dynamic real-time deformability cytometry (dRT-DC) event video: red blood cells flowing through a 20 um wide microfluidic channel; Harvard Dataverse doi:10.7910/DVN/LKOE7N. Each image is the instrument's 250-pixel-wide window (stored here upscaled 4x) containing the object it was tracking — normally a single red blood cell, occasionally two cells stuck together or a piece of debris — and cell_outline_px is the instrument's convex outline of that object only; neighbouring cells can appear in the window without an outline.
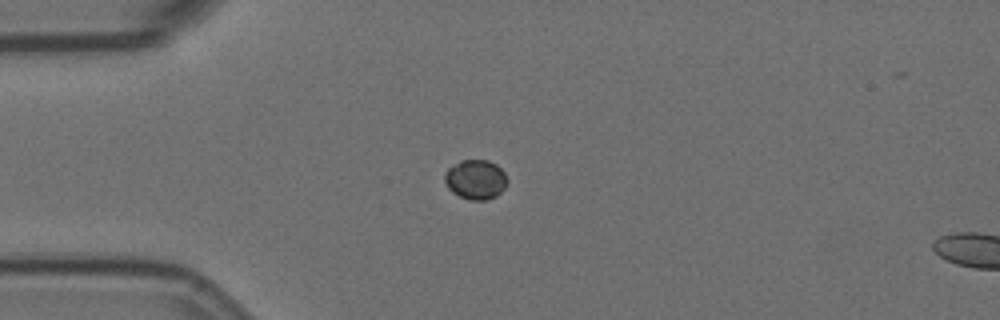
{"species": "Egyptian fruit bat (a non-hibernating species)", "species_latin": "Rousettus aegyptiacus", "temperature_condition": "room temperature", "stored_images_in_passage": 5, "camera_frame_rate_fps": 3000, "um_per_image_px": 0.085, "animal": {"sex": "female"}, "frame": {"image": 1, "passage_image": 4, "time_ms": 1.0, "image_size_px": [1000, 320], "cell_outline_px": [[508, 180], [504, 188], [496, 196], [488, 200], [468, 200], [452, 192], [448, 188], [444, 180], [444, 172], [448, 168], [460, 160], [488, 160], [496, 164], [504, 172]], "centroid_in_image_um": [40.42, 15.26], "position_along_channel_um": 44.6, "area_um2": 14.57}}